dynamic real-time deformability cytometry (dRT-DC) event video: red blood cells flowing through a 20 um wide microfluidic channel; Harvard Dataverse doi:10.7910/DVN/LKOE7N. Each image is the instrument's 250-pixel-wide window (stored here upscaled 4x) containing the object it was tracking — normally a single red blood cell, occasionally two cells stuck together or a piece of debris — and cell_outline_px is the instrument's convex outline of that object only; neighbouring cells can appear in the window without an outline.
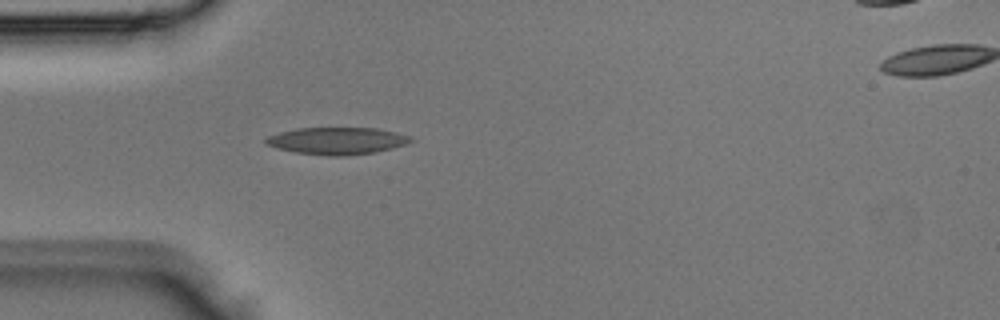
{"species": "Egyptian fruit bat (a non-hibernating species)", "species_latin": "Rousettus aegyptiacus", "temperature_condition": "room temperature", "stored_images_in_passage": 4, "camera_frame_rate_fps": 3000, "um_per_image_px": 0.085, "animal": {"sex": "male"}, "frame": {"image": 1, "passage_image": 3, "time_ms": 0.667, "image_size_px": [1000, 320], "cell_outline_px": [[412, 140], [404, 144], [392, 148], [376, 152], [344, 156], [328, 156], [296, 152], [276, 148], [264, 144], [264, 140], [268, 136], [280, 132], [296, 128], [376, 128], [396, 132], [412, 136]], "centroid_in_image_um": [28.62, 11.97], "position_along_channel_um": 56.4, "area_um2": 22.89}}